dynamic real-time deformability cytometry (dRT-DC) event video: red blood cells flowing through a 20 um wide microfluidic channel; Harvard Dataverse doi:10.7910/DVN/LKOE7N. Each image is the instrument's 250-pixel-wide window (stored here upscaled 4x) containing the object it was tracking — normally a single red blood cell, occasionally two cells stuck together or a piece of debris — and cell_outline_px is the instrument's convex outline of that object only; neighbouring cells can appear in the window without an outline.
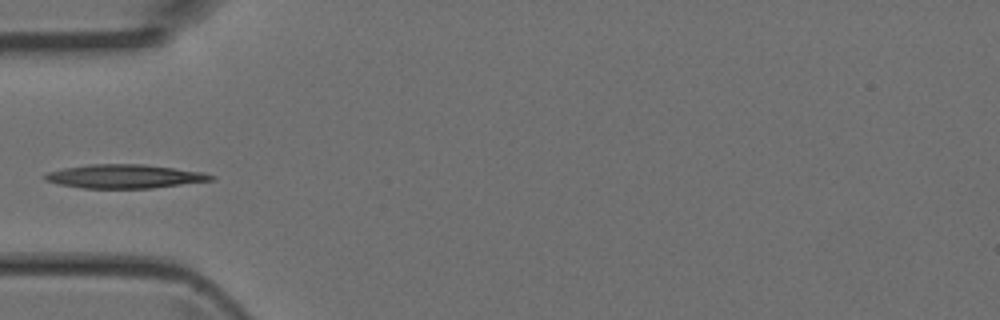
{"species": "Egyptian fruit bat (a non-hibernating species)", "species_latin": "Rousettus aegyptiacus", "temperature_condition": "room temperature", "stored_images_in_passage": 5, "camera_frame_rate_fps": 3000, "um_per_image_px": 0.085, "animal": {"sex": "female"}, "frame": {"image": 1, "passage_image": 5, "time_ms": 1.333, "image_size_px": [1000, 320], "cell_outline_px": [[216, 180], [152, 188], [84, 188], [60, 184], [44, 180], [44, 176], [48, 172], [64, 168], [88, 164], [144, 164], [204, 172], [216, 176]], "centroid_in_image_um": [10.64, 14.99], "position_along_channel_um": 74.4, "area_um2": 23.0}}